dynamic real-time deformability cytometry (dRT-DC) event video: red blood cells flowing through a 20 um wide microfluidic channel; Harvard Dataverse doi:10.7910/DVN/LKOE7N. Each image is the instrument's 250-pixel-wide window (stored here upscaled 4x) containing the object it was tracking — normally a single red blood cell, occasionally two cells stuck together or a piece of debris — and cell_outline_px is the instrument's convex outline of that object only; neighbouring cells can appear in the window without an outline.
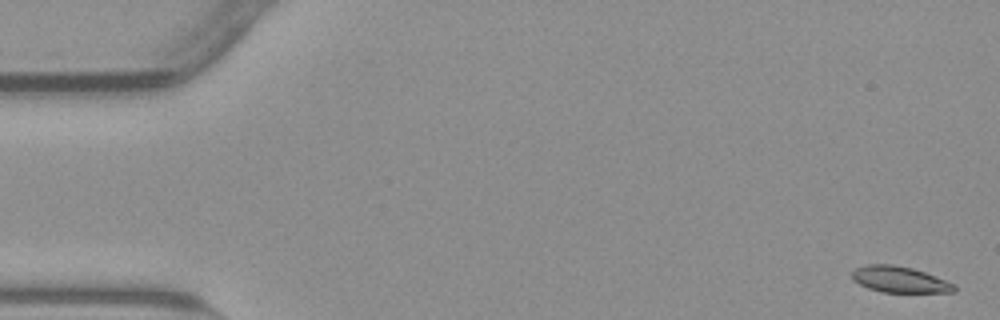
{"species": "common noctule bat (a hibernating species)", "species_latin": "Nyctalus noctula", "temperature_condition": "warm", "stored_images_in_passage": 54, "camera_frame_rate_fps": 3000, "um_per_image_px": 0.085, "animal": {"sex": "male", "body_mass_g": 23.1, "forearm_length_mm": 52.7}, "frame": {"image": 1, "passage_image": 1, "time_ms": 0.0, "image_size_px": [1000, 320], "cell_outline_px": [[956, 292], [880, 292], [868, 288], [852, 280], [852, 272], [856, 268], [868, 264], [892, 264], [912, 268], [924, 272], [956, 284]], "centroid_in_image_um": [76.47, 23.76], "position_along_channel_um": 8.5, "area_um2": 15.55}}
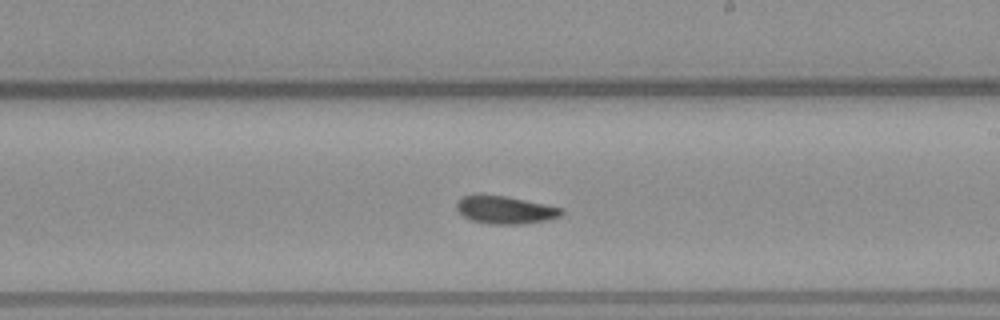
{"frame": {"image": 2, "passage_image": 31, "time_ms": 10.0, "image_size_px": [1000, 320], "cell_outline_px": [[564, 212], [560, 216], [544, 220], [520, 224], [488, 224], [472, 220], [464, 216], [456, 208], [456, 200], [460, 196], [508, 196], [564, 208]], "centroid_in_image_um": [42.95, 17.84], "position_along_channel_um": 246.1, "area_um2": 16.76}}
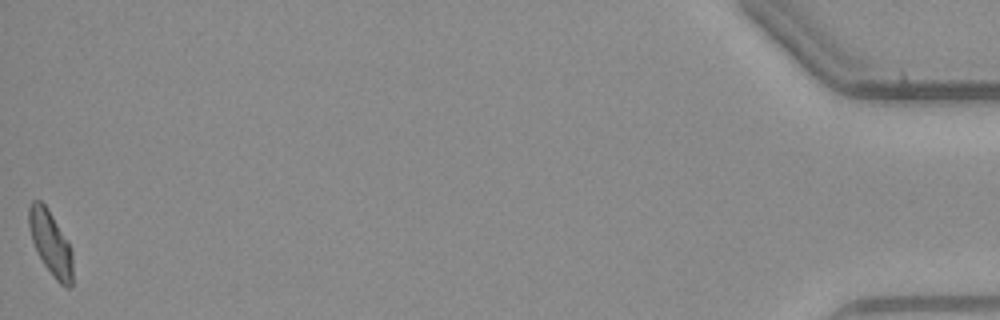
{"frame": {"image": 3, "passage_image": 54, "time_ms": 17.667, "image_size_px": [1000, 320], "cell_outline_px": [[72, 284], [68, 288], [60, 284], [56, 280], [44, 264], [32, 240], [28, 224], [28, 204], [32, 200], [40, 200], [48, 208], [68, 240], [72, 252]], "centroid_in_image_um": [4.3, 20.62], "position_along_channel_um": 430.9, "area_um2": 16.42}, "authors_computed_cell_mechanics": {"area_um2": 16.4441, "velocity_mm_per_s": 3.8041, "shape_relaxation_time_tau1_ms": 9.474, "shape_relaxation_time_tau2_ms": null, "deformation_change_tau1": 0.1659, "deformation_change_tau2": null}}